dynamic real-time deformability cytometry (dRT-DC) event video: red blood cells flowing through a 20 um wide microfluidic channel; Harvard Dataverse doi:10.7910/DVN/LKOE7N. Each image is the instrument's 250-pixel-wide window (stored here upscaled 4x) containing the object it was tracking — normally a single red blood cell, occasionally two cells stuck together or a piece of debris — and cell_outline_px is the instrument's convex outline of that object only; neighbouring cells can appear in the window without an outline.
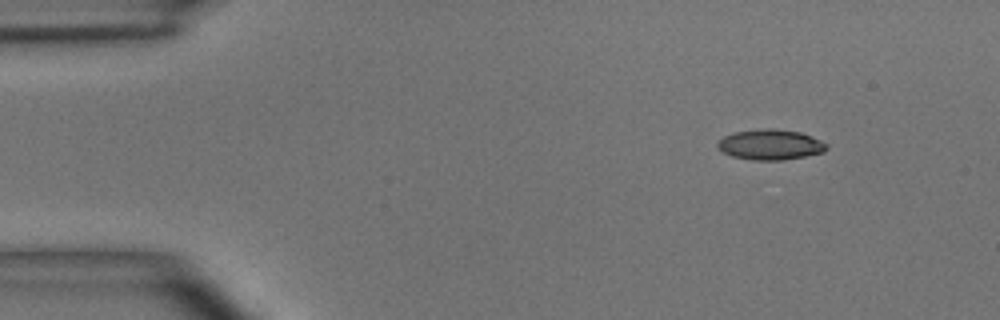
{"species": "common noctule bat (a hibernating species)", "species_latin": "Nyctalus noctula", "temperature_condition": "room temperature", "stored_images_in_passage": 5, "camera_frame_rate_fps": 3000, "um_per_image_px": 0.085, "animal": {"sex": "male", "body_mass_g": 15.6}, "frame": {"image": 1, "passage_image": 1, "time_ms": 0.0, "image_size_px": [1000, 320], "cell_outline_px": [[828, 148], [824, 152], [784, 160], [752, 160], [732, 156], [720, 152], [716, 148], [716, 144], [724, 136], [736, 132], [760, 128], [772, 128], [800, 132], [812, 136], [828, 144]], "centroid_in_image_um": [65.46, 12.29], "position_along_channel_um": 19.5, "area_um2": 19.48}}
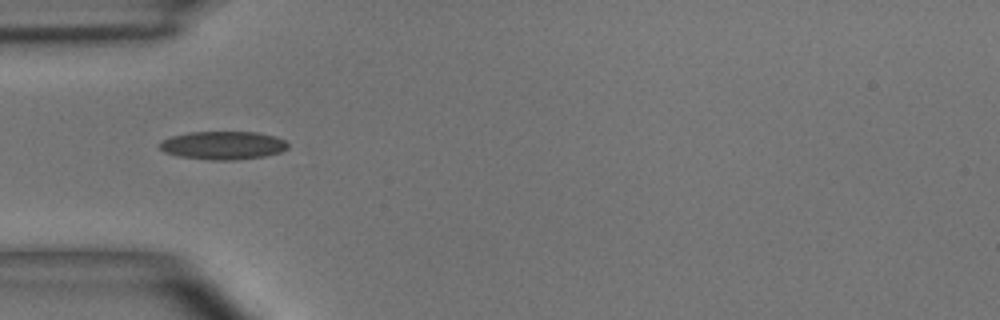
{"frame": {"image": 2, "passage_image": 4, "time_ms": 3.333, "image_size_px": [1000, 320], "cell_outline_px": [[288, 148], [280, 152], [264, 156], [236, 160], [212, 160], [176, 156], [164, 152], [160, 148], [160, 140], [172, 136], [188, 132], [256, 132], [276, 136], [284, 140], [288, 144]], "centroid_in_image_um": [18.94, 12.35], "position_along_channel_um": 66.1, "area_um2": 21.21}}
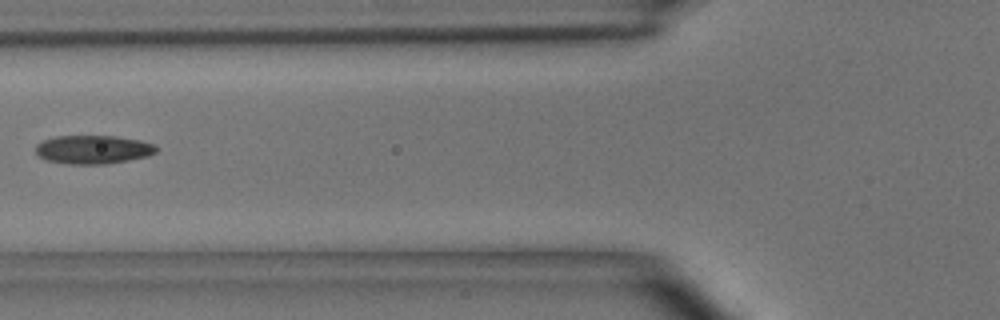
{"frame": {"image": 3, "passage_image": 5, "time_ms": 4.667, "image_size_px": [1000, 320], "cell_outline_px": [[156, 152], [148, 156], [108, 164], [64, 164], [44, 160], [36, 152], [36, 144], [44, 140], [56, 136], [116, 136], [140, 140], [152, 144], [156, 148]], "centroid_in_image_um": [7.88, 12.72], "position_along_channel_um": 117.9, "area_um2": 20.11}}